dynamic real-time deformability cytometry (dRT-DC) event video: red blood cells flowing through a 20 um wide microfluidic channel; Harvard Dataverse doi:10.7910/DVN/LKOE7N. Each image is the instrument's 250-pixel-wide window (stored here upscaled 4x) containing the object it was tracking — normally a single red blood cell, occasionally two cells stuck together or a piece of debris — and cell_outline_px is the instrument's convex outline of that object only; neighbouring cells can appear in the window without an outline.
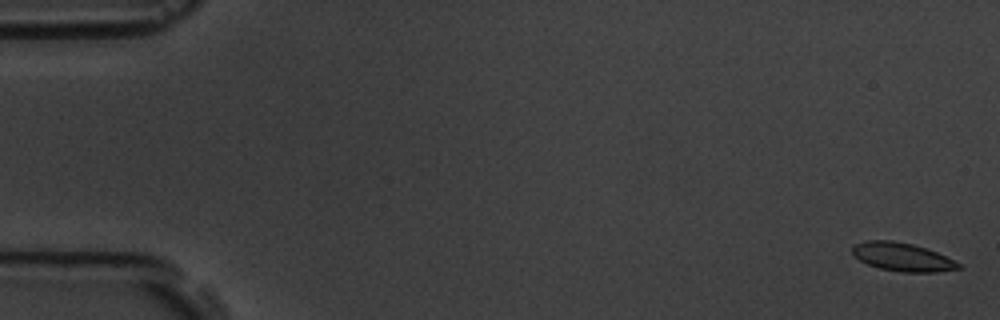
{"species": "common noctule bat (a hibernating species)", "species_latin": "Nyctalus noctula", "temperature_condition": "room temperature", "stored_images_in_passage": 5, "camera_frame_rate_fps": 3000, "um_per_image_px": 0.085, "animal": {"sex": "male", "body_mass_g": 19.5, "forearm_length_mm": 54.6}, "frame": {"image": 1, "passage_image": 1, "time_ms": 0.0, "image_size_px": [1000, 320], "cell_outline_px": [[964, 268], [936, 272], [900, 272], [880, 268], [868, 264], [860, 260], [852, 252], [852, 248], [856, 244], [868, 240], [892, 240], [912, 244], [936, 252], [960, 264]], "centroid_in_image_um": [76.7, 21.85], "position_along_channel_um": 8.3, "area_um2": 17.28}}
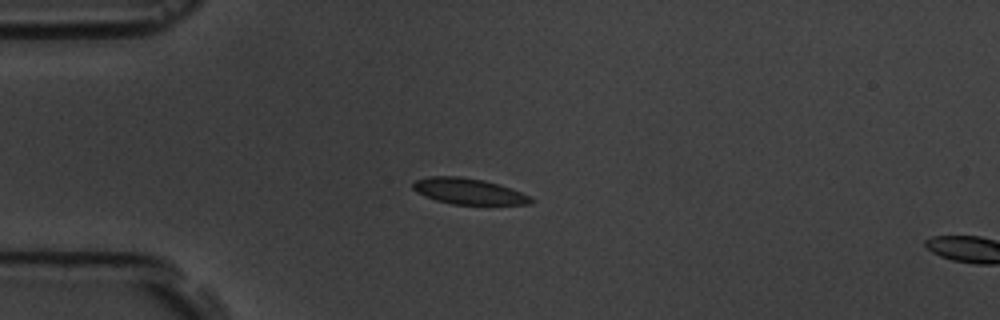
{"frame": {"image": 2, "passage_image": 4, "time_ms": 4.667, "image_size_px": [1000, 320], "cell_outline_px": [[536, 200], [532, 204], [452, 204], [436, 200], [424, 196], [416, 192], [412, 188], [412, 184], [416, 180], [428, 176], [460, 176], [484, 180], [532, 196]], "centroid_in_image_um": [39.81, 16.26], "position_along_channel_um": 45.2, "area_um2": 17.8}}